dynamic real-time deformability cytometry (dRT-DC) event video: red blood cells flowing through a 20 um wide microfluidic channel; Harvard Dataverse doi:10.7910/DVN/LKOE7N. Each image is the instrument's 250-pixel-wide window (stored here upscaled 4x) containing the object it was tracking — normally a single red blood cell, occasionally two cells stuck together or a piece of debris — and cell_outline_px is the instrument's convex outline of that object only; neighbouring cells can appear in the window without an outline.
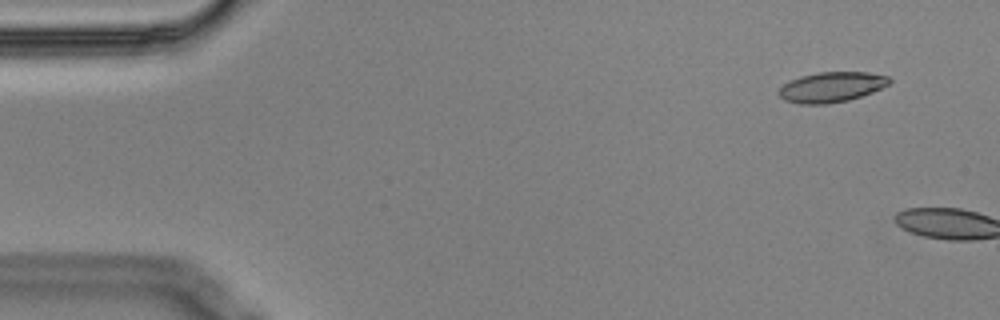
{"species": "Egyptian fruit bat (a non-hibernating species)", "species_latin": "Rousettus aegyptiacus", "temperature_condition": "cold", "stored_images_in_passage": 2, "camera_frame_rate_fps": 3000, "um_per_image_px": 0.085, "animal": {"sex": "male"}, "frame": {"image": 1, "passage_image": 1, "time_ms": 0.0, "image_size_px": [1000, 320], "cell_outline_px": [[892, 80], [888, 84], [872, 92], [848, 100], [828, 104], [800, 104], [784, 100], [776, 92], [784, 84], [800, 76], [820, 72], [868, 72], [888, 76]], "centroid_in_image_um": [70.66, 7.4], "position_along_channel_um": 14.3, "area_um2": 19.36}}